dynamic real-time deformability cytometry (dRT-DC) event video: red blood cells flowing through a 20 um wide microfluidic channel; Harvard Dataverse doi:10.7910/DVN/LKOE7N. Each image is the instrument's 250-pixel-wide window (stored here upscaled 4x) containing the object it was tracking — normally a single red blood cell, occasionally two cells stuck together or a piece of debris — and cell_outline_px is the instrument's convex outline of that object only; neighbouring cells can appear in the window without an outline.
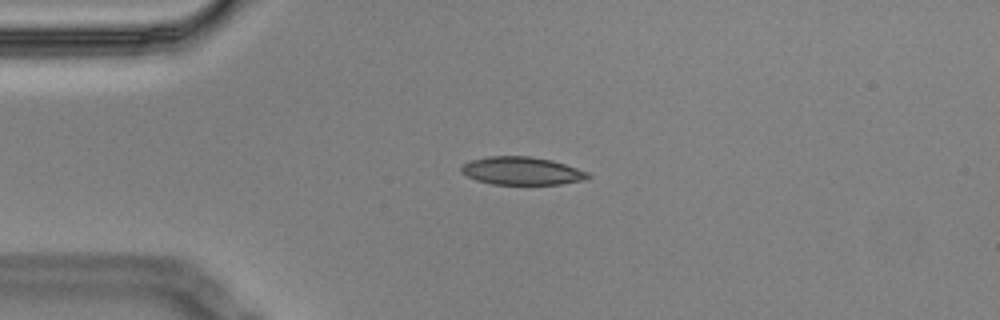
{"species": "Egyptian fruit bat (a non-hibernating species)", "species_latin": "Rousettus aegyptiacus", "temperature_condition": "cold", "stored_images_in_passage": 4, "camera_frame_rate_fps": 3000, "um_per_image_px": 0.085, "animal": {"sex": "male"}, "frame": {"image": 1, "passage_image": 4, "time_ms": 1.0, "image_size_px": [1000, 320], "cell_outline_px": [[592, 176], [584, 180], [560, 184], [492, 184], [476, 180], [460, 172], [460, 168], [468, 160], [488, 156], [532, 156], [552, 160], [588, 172]], "centroid_in_image_um": [44.33, 14.52], "position_along_channel_um": 40.7, "area_um2": 20.69}}